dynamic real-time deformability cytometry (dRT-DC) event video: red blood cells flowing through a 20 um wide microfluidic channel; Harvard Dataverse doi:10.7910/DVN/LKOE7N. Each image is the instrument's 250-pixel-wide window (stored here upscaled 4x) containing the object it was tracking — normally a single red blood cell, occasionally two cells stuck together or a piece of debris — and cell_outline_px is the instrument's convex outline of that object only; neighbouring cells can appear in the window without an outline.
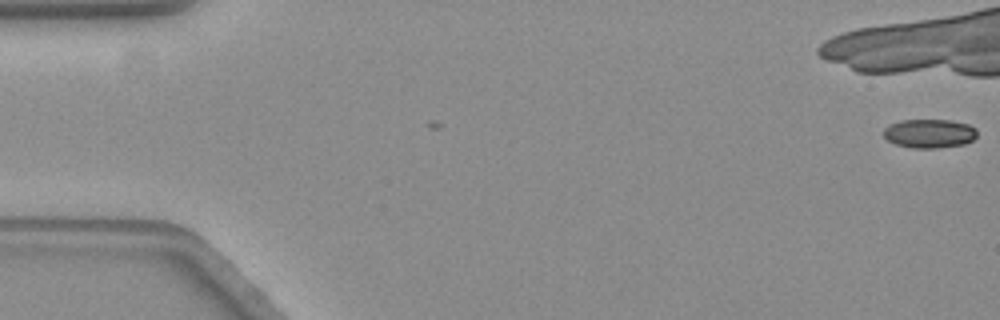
{"species": "common noctule bat (a hibernating species)", "species_latin": "Nyctalus noctula", "temperature_condition": "warm", "stored_images_in_passage": 14, "camera_frame_rate_fps": 3000, "um_per_image_px": 0.085, "animal": {"sex": "female", "body_mass_g": 19.3, "forearm_length_mm": 54.1}, "frame": {"image": 1, "passage_image": 1, "time_ms": 0.0, "image_size_px": [1000, 320], "cell_outline_px": [[976, 136], [972, 140], [964, 144], [936, 148], [912, 148], [896, 144], [888, 140], [884, 136], [884, 128], [900, 120], [948, 120], [968, 124], [976, 128]], "centroid_in_image_um": [79.0, 11.35], "position_along_channel_um": 6.0, "area_um2": 15.61}}